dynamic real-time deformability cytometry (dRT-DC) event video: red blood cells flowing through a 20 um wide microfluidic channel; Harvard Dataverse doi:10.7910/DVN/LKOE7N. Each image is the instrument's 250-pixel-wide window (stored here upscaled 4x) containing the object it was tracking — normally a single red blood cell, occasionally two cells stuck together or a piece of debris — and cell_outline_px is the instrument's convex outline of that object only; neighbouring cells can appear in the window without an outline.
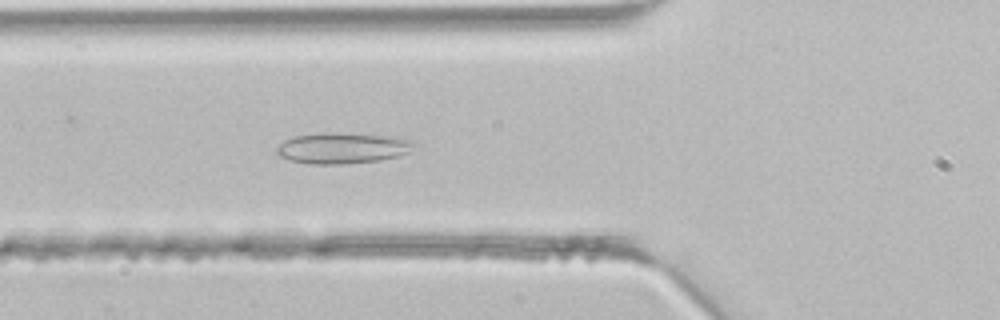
{"species": "common noctule bat (a hibernating species)", "species_latin": "Nyctalus noctula", "temperature_condition": "room temperature", "stored_images_in_passage": 37, "camera_frame_rate_fps": 3000, "um_per_image_px": 0.085, "animal": {"sex": "male", "body_mass_g": 21.5, "forearm_length_mm": 52.0}, "frame": {"image": 1, "passage_image": 10, "time_ms": 3.0, "image_size_px": [1000, 320], "cell_outline_px": [[420, 144], [408, 152], [396, 156], [380, 160], [344, 164], [312, 164], [292, 160], [280, 156], [276, 152], [276, 148], [284, 140], [292, 136], [324, 132], [332, 132], [384, 136], [412, 140]], "centroid_in_image_um": [29.11, 12.58], "position_along_channel_um": 96.7, "area_um2": 24.68}}
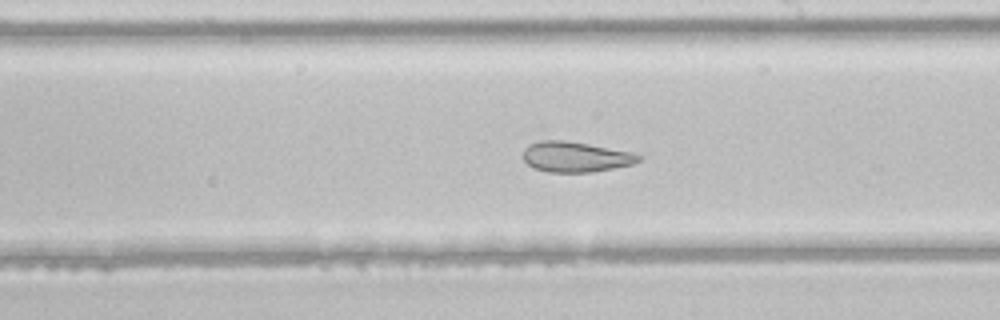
{"frame": {"image": 2, "passage_image": 19, "time_ms": 6.0, "image_size_px": [1000, 320], "cell_outline_px": [[644, 156], [640, 160], [632, 164], [592, 172], [548, 172], [536, 168], [528, 164], [524, 160], [524, 148], [544, 124], [632, 152]], "centroid_in_image_um": [48.75, 12.99], "position_along_channel_um": 240.2, "area_um2": 25.43}}
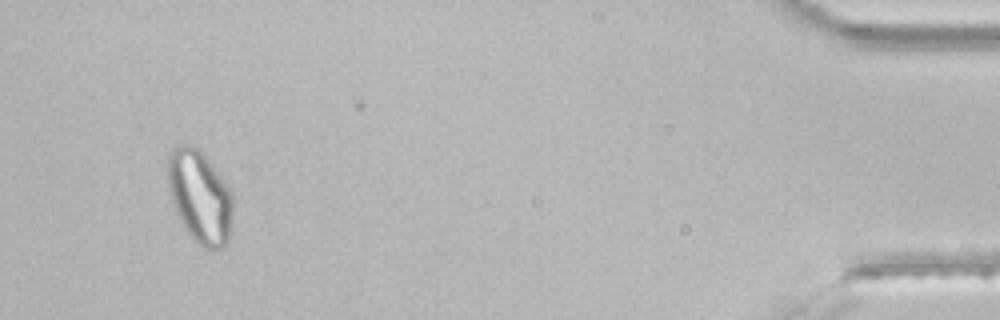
{"frame": {"image": 3, "passage_image": 35, "time_ms": 11.333, "image_size_px": [1000, 320], "cell_outline_px": [[232, 220], [228, 240], [224, 248], [204, 248], [188, 232], [176, 212], [172, 200], [168, 184], [168, 156], [172, 148], [176, 144], [188, 144], [196, 148], [208, 160], [228, 184], [232, 192]], "centroid_in_image_um": [17.0, 16.7], "position_along_channel_um": 418.2, "area_um2": 34.85}}